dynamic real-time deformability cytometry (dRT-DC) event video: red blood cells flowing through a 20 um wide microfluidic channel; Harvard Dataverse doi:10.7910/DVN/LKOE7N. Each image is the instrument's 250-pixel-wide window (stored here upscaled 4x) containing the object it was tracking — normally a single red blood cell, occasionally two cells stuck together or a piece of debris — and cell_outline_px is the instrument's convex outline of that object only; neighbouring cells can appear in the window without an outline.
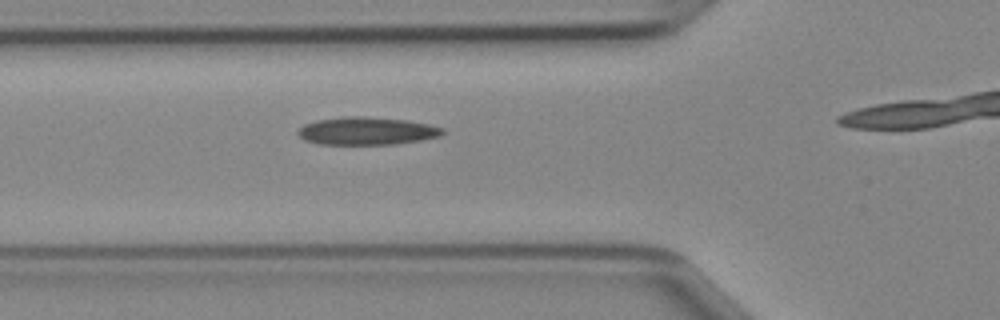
{"species": "Egyptian fruit bat (a non-hibernating species)", "species_latin": "Rousettus aegyptiacus", "temperature_condition": "cold", "stored_images_in_passage": 15, "camera_frame_rate_fps": 3000, "um_per_image_px": 0.085, "animal": {"sex": "female"}, "frame": {"image": 1, "passage_image": 11, "time_ms": 3.333, "image_size_px": [1000, 320], "cell_outline_px": [[444, 132], [440, 136], [420, 140], [392, 144], [320, 144], [304, 140], [296, 132], [304, 124], [316, 120], [344, 116], [364, 116], [404, 120], [428, 124], [444, 128]], "centroid_in_image_um": [31.15, 11.13], "position_along_channel_um": 94.7, "area_um2": 23.29}}